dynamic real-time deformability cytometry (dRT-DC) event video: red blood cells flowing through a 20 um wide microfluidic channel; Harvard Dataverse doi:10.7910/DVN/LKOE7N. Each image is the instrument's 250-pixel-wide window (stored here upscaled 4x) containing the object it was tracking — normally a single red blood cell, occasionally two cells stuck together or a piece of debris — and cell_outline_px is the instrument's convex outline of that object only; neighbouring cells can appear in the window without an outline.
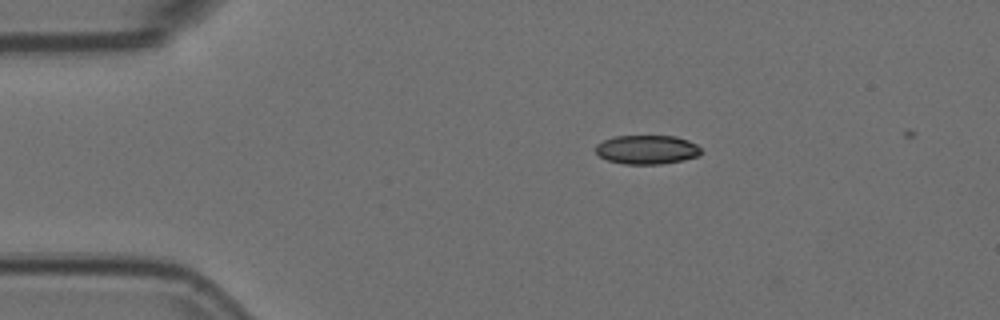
{"species": "Egyptian fruit bat (a non-hibernating species)", "species_latin": "Rousettus aegyptiacus", "temperature_condition": "room temperature", "stored_images_in_passage": 8, "camera_frame_rate_fps": 3000, "um_per_image_px": 0.085, "animal": {"sex": "female"}, "frame": {"image": 1, "passage_image": 1, "time_ms": 0.0, "image_size_px": [1000, 320], "cell_outline_px": [[704, 152], [700, 156], [684, 160], [660, 164], [624, 164], [608, 160], [600, 156], [596, 152], [596, 144], [612, 136], [676, 136], [688, 140], [696, 144]], "centroid_in_image_um": [55.03, 12.72], "position_along_channel_um": 30.0, "area_um2": 17.98}}
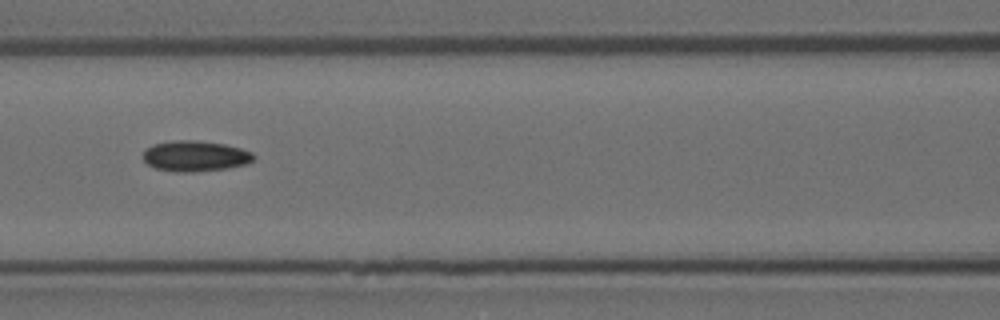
{"frame": {"image": 2, "passage_image": 5, "time_ms": 1.333, "image_size_px": [1000, 320], "cell_outline_px": [[256, 156], [248, 164], [228, 168], [196, 172], [176, 172], [156, 168], [148, 164], [144, 160], [144, 148], [152, 144], [176, 140], [196, 140], [224, 144], [240, 148], [252, 152]], "centroid_in_image_um": [16.6, 13.26], "position_along_channel_um": 150.0, "area_um2": 19.88}}
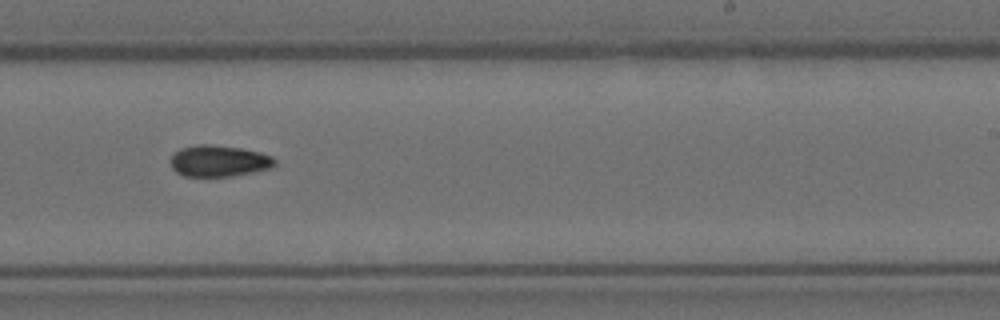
{"frame": {"image": 3, "passage_image": 8, "time_ms": 2.333, "image_size_px": [1000, 320], "cell_outline_px": [[276, 164], [272, 168], [232, 176], [184, 176], [176, 172], [172, 168], [172, 156], [180, 148], [196, 144], [212, 144], [240, 148], [260, 152], [272, 156], [276, 160]], "centroid_in_image_um": [18.63, 13.67], "position_along_channel_um": 270.4, "area_um2": 19.07}}